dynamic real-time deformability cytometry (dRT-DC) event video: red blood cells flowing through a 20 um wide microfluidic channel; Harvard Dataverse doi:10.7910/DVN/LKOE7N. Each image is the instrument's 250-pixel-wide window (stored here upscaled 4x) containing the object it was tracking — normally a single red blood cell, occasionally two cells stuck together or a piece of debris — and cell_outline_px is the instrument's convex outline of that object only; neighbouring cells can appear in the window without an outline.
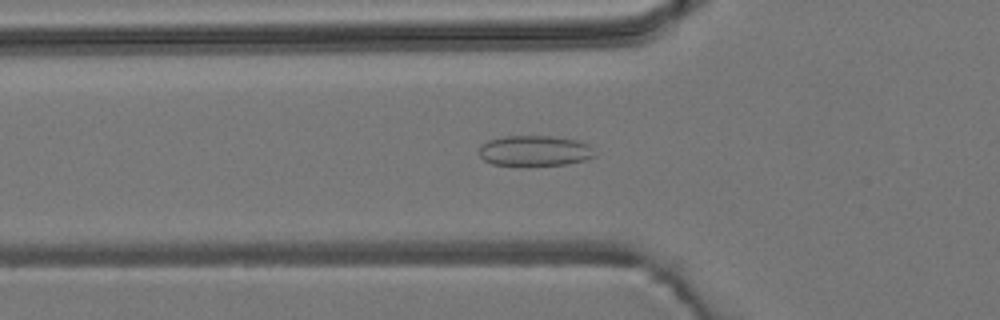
{"species": "common noctule bat (a hibernating species)", "species_latin": "Nyctalus noctula", "temperature_condition": "room temperature", "stored_images_in_passage": 53, "camera_frame_rate_fps": 3000, "um_per_image_px": 0.085, "animal": {"sex": "male", "body_mass_g": 19.2, "forearm_length_mm": 51.8}, "frame": {"image": 1, "passage_image": 18, "time_ms": 5.667, "image_size_px": [1000, 320], "cell_outline_px": [[596, 156], [584, 160], [568, 164], [492, 164], [484, 160], [480, 156], [480, 144], [488, 140], [504, 136], [552, 136], [580, 140], [588, 144]], "centroid_in_image_um": [45.46, 12.79], "position_along_channel_um": 80.3, "area_um2": 20.29}}
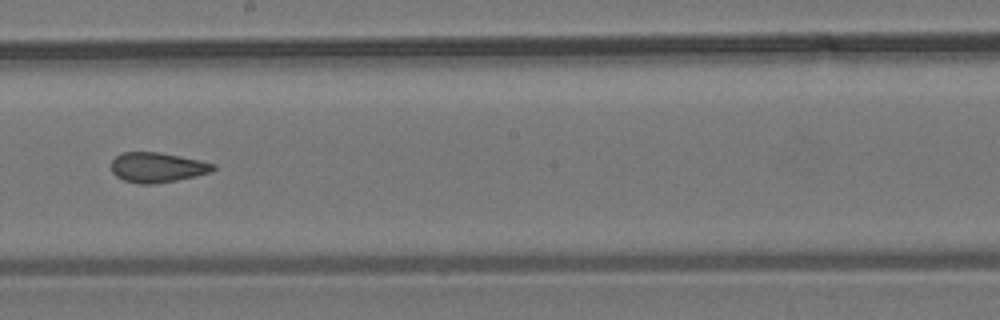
{"frame": {"image": 2, "passage_image": 30, "time_ms": 9.667, "image_size_px": [1000, 320], "cell_outline_px": [[216, 168], [212, 172], [196, 176], [156, 184], [140, 184], [124, 180], [116, 176], [112, 172], [112, 160], [120, 152], [160, 152], [200, 160], [216, 164]], "centroid_in_image_um": [13.38, 14.23], "position_along_channel_um": 234.8, "area_um2": 17.92}}
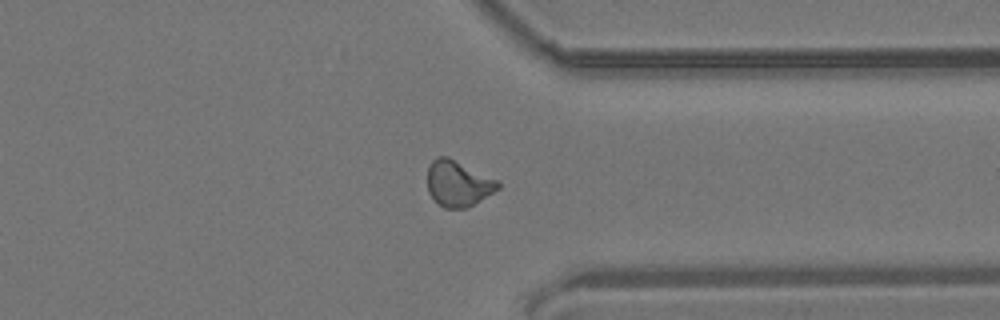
{"frame": {"image": 3, "passage_image": 41, "time_ms": 13.333, "image_size_px": [1000, 320], "cell_outline_px": [[500, 188], [468, 208], [444, 208], [428, 192], [428, 168], [432, 160], [436, 156], [448, 156], [496, 180], [500, 184]], "centroid_in_image_um": [38.93, 15.59], "position_along_channel_um": 372.5, "area_um2": 18.61}, "authors_computed_cell_mechanics": {"area_um2": 18.496, "velocity_mm_per_s": 3.8349, "shape_relaxation_time_tau1_ms": null, "shape_relaxation_time_tau2_ms": 1.7259, "deformation_change_tau1": null, "deformation_change_tau2": 0.0749}}